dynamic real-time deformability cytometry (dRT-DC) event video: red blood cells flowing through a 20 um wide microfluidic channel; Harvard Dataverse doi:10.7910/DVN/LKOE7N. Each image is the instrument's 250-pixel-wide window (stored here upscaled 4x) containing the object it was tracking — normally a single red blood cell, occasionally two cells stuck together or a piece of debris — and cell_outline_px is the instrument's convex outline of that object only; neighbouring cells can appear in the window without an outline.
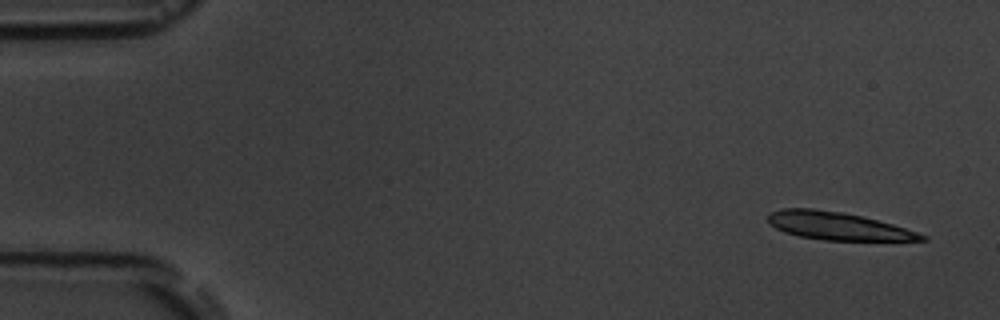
{"species": "common noctule bat (a hibernating species)", "species_latin": "Nyctalus noctula", "temperature_condition": "room temperature", "stored_images_in_passage": 6, "camera_frame_rate_fps": 3000, "um_per_image_px": 0.085, "animal": {"sex": "male", "body_mass_g": 19.5, "forearm_length_mm": 54.6}, "frame": {"image": 1, "passage_image": 1, "time_ms": 0.0, "image_size_px": [1000, 320], "cell_outline_px": [[928, 240], [824, 240], [800, 236], [784, 232], [776, 228], [768, 220], [768, 212], [780, 208], [812, 208], [840, 212], [860, 216], [892, 224], [928, 236]], "centroid_in_image_um": [71.16, 19.2], "position_along_channel_um": 13.8, "area_um2": 24.51}}